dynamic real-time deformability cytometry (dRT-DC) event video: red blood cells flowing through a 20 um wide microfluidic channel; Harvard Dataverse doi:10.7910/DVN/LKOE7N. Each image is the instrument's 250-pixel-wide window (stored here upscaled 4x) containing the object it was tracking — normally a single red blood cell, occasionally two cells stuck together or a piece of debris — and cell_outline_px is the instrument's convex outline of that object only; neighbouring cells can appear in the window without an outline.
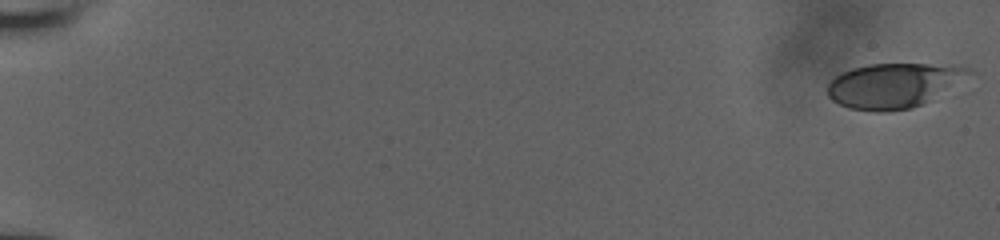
{"species": "human", "species_latin": "Homo sapiens", "temperature_condition": "room temperature", "stored_images_in_passage": 44, "camera_frame_rate_fps": 3000, "um_per_image_px": 0.085, "donor": {"sex": "male"}, "frame": {"image": 1, "passage_image": 1, "time_ms": 0.0, "image_size_px": [1000, 240], "cell_outline_px": [[976, 72], [928, 100], [912, 108], [880, 112], [876, 112], [848, 108], [832, 100], [828, 96], [828, 84], [836, 76], [852, 68], [868, 64], [952, 64], [972, 68]], "centroid_in_image_um": [75.97, 7.24], "position_along_channel_um": 9.0, "area_um2": 36.65}}
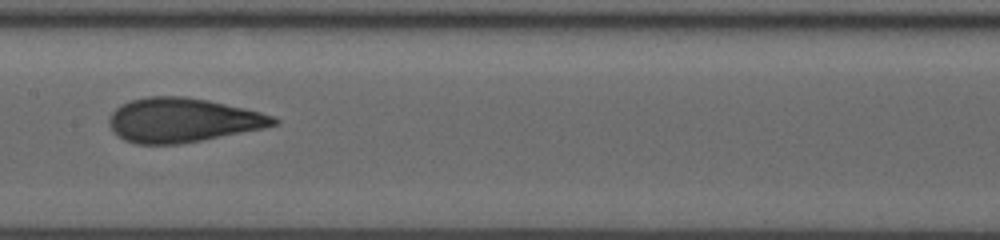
{"frame": {"image": 2, "passage_image": 25, "time_ms": 10.333, "image_size_px": [1000, 240], "cell_outline_px": [[280, 124], [180, 144], [136, 144], [124, 140], [112, 128], [108, 120], [112, 112], [120, 104], [132, 100], [148, 96], [184, 96], [208, 100], [244, 108], [260, 112], [272, 116], [280, 120]], "centroid_in_image_um": [15.5, 10.2], "position_along_channel_um": 191.9, "area_um2": 41.91}}
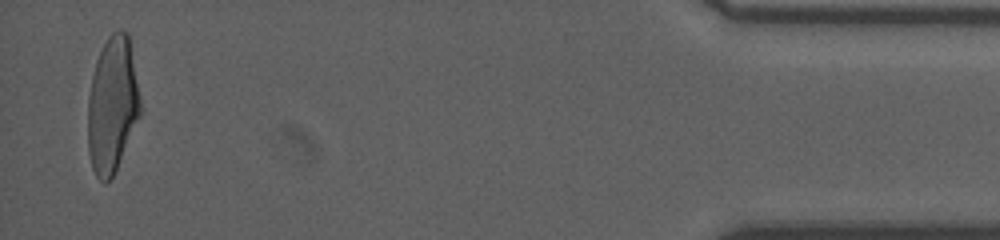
{"frame": {"image": 3, "passage_image": 44, "time_ms": 18.333, "image_size_px": [1000, 240], "cell_outline_px": [[140, 116], [116, 168], [112, 176], [104, 184], [96, 176], [92, 168], [88, 152], [88, 96], [92, 76], [96, 60], [108, 36], [112, 32], [120, 28], [128, 32], [140, 100]], "centroid_in_image_um": [9.53, 8.9], "position_along_channel_um": 425.7, "area_um2": 41.21}, "authors_computed_cell_mechanics": {"area_um2": 40.9802, "velocity_mm_per_s": 3.8566, "shape_relaxation_time_tau1_ms": 9.8767, "shape_relaxation_time_tau2_ms": 0.9974, "deformation_change_tau1": 0.2944, "deformation_change_tau2": 0.0856}}